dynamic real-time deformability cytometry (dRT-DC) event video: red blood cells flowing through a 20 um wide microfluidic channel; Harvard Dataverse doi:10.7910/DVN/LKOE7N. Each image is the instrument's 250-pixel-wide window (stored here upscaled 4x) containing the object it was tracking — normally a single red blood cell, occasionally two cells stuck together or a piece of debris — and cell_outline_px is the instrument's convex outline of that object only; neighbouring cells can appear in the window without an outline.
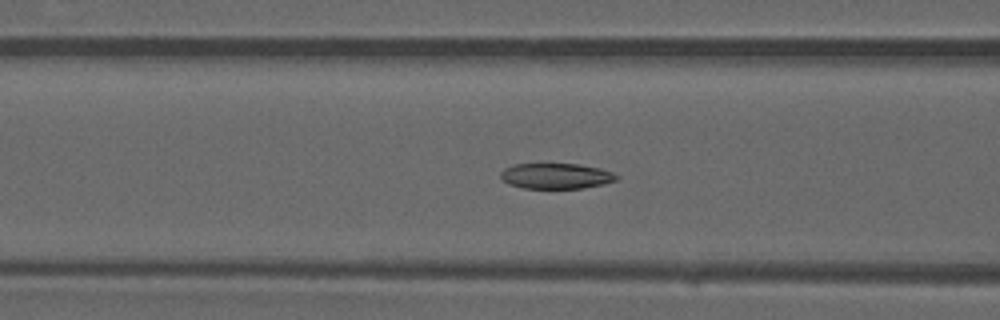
{"species": "common noctule bat (a hibernating species)", "species_latin": "Nyctalus noctula", "temperature_condition": "warm", "stored_images_in_passage": 52, "camera_frame_rate_fps": 3000, "um_per_image_px": 0.085, "animal": {"sex": "male", "forearm_length_mm": 52.5}, "frame": {"image": 1, "passage_image": 21, "time_ms": 6.667, "image_size_px": [1000, 320], "cell_outline_px": [[620, 176], [616, 180], [604, 184], [584, 188], [524, 188], [508, 184], [500, 176], [500, 172], [504, 168], [512, 164], [580, 164], [600, 168], [612, 172]], "centroid_in_image_um": [47.27, 14.95], "position_along_channel_um": 119.3, "area_um2": 17.34}}
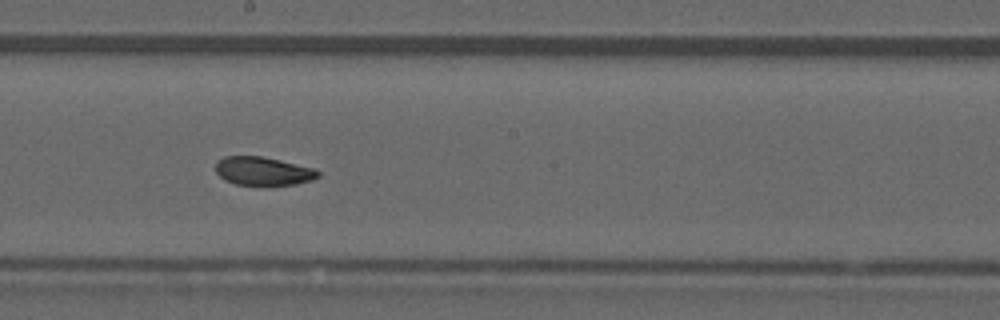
{"frame": {"image": 2, "passage_image": 29, "time_ms": 9.333, "image_size_px": [1000, 320], "cell_outline_px": [[320, 176], [312, 180], [296, 184], [236, 184], [224, 180], [216, 172], [216, 160], [224, 156], [260, 156], [280, 160], [316, 168], [320, 172]], "centroid_in_image_um": [22.37, 14.52], "position_along_channel_um": 225.8, "area_um2": 16.94}}
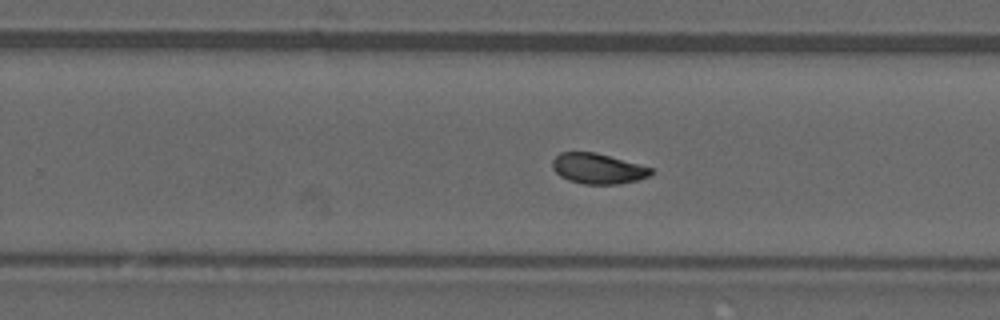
{"frame": {"image": 3, "passage_image": 33, "time_ms": 10.667, "image_size_px": [1000, 320], "cell_outline_px": [[652, 172], [648, 176], [636, 180], [620, 184], [584, 184], [568, 180], [560, 176], [552, 168], [552, 160], [560, 152], [596, 152], [652, 168]], "centroid_in_image_um": [50.78, 14.33], "position_along_channel_um": 279.0, "area_um2": 17.34}, "authors_computed_cell_mechanics": {"area_um2": 18.0914, "velocity_mm_per_s": 4.0017, "shape_relaxation_time_tau1_ms": 7.816, "shape_relaxation_time_tau2_ms": 1.7248, "deformation_change_tau1": 0.1634, "deformation_change_tau2": 0.0571}}